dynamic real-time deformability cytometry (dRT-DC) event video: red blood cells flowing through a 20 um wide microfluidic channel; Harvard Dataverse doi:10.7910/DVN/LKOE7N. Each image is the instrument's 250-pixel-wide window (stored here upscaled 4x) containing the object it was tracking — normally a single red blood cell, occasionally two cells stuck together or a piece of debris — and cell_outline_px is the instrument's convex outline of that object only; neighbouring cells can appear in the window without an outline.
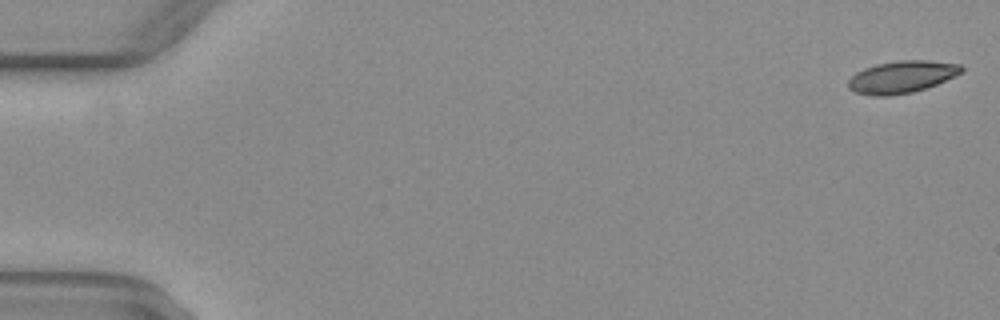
{"species": "common noctule bat (a hibernating species)", "species_latin": "Nyctalus noctula", "temperature_condition": "warm", "stored_images_in_passage": 52, "camera_frame_rate_fps": 3000, "um_per_image_px": 0.085, "animal": {"sex": "female", "body_mass_g": 29.2, "forearm_length_mm": 56.3}, "frame": {"image": 1, "passage_image": 1, "time_ms": 0.0, "image_size_px": [1000, 320], "cell_outline_px": [[964, 72], [936, 84], [912, 92], [888, 96], [872, 96], [856, 92], [848, 88], [848, 80], [856, 72], [864, 68], [876, 64], [896, 60], [928, 60], [960, 64], [964, 68]], "centroid_in_image_um": [76.65, 6.53], "position_along_channel_um": 8.4, "area_um2": 21.27}}
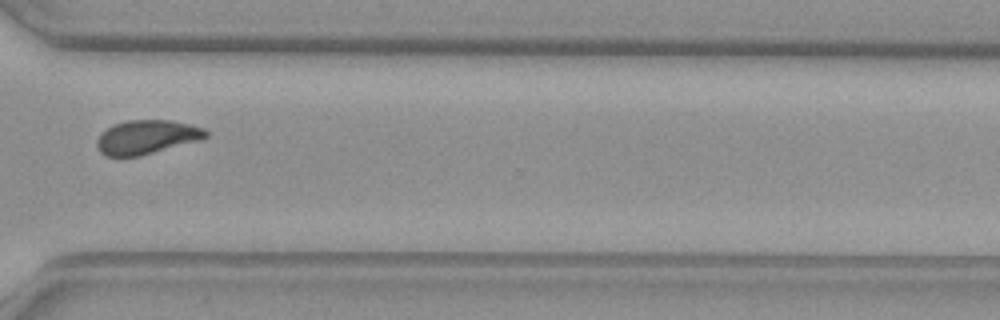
{"frame": {"image": 2, "passage_image": 39, "time_ms": 12.667, "image_size_px": [1000, 320], "cell_outline_px": [[208, 136], [200, 140], [140, 156], [104, 156], [100, 152], [96, 144], [96, 140], [108, 128], [116, 124], [128, 120], [172, 120], [192, 124], [204, 128], [208, 132]], "centroid_in_image_um": [12.51, 11.65], "position_along_channel_um": 358.1, "area_um2": 21.5}}
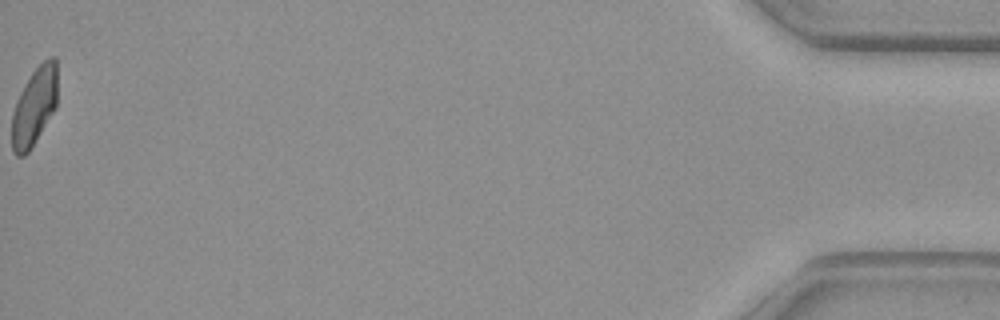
{"frame": {"image": 3, "passage_image": 52, "time_ms": 17.0, "image_size_px": [1000, 320], "cell_outline_px": [[56, 108], [28, 152], [24, 156], [16, 156], [12, 152], [12, 112], [16, 100], [20, 92], [32, 72], [48, 56], [56, 56]], "centroid_in_image_um": [2.9, 9.05], "position_along_channel_um": 432.3, "area_um2": 20.63}, "authors_computed_cell_mechanics": {"area_um2": 21.7617, "velocity_mm_per_s": 4.0658, "shape_relaxation_time_tau1_ms": null, "shape_relaxation_time_tau2_ms": 1.6534, "deformation_change_tau1": null, "deformation_change_tau2": 0.0643}}